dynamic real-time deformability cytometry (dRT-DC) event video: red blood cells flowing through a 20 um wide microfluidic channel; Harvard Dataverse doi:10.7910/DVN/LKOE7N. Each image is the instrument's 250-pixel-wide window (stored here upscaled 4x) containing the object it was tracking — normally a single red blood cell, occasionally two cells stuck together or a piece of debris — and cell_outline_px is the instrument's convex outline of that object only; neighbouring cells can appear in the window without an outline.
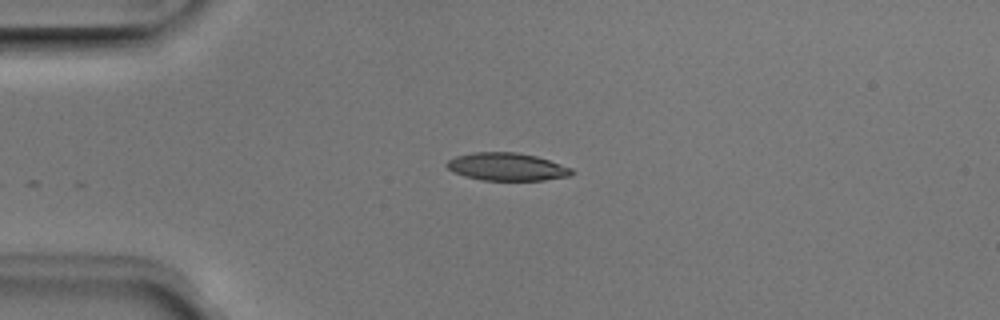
{"species": "Egyptian fruit bat (a non-hibernating species)", "species_latin": "Rousettus aegyptiacus", "temperature_condition": "room temperature", "stored_images_in_passage": 29, "camera_frame_rate_fps": 3000, "um_per_image_px": 0.085, "animal": {"sex": "male"}, "frame": {"image": 1, "passage_image": 1, "time_ms": 0.0, "image_size_px": [1000, 320], "cell_outline_px": [[576, 172], [568, 176], [544, 180], [484, 180], [464, 176], [448, 168], [444, 164], [448, 160], [456, 156], [472, 152], [516, 152], [536, 156], [572, 168]], "centroid_in_image_um": [43.08, 14.17], "position_along_channel_um": 41.9, "area_um2": 20.11}}
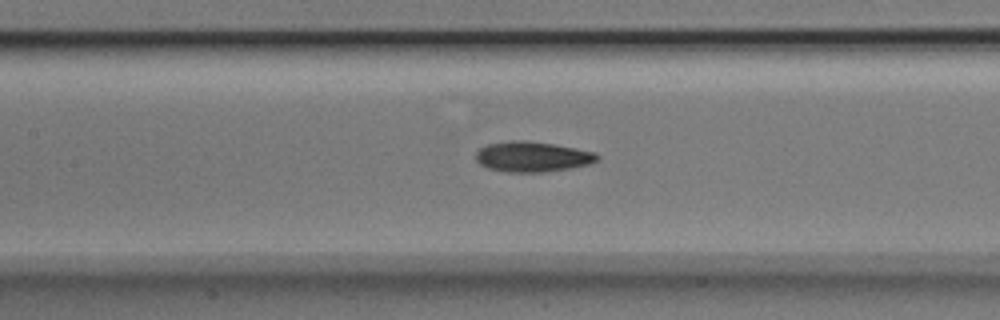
{"frame": {"image": 2, "passage_image": 12, "time_ms": 3.667, "image_size_px": [1000, 320], "cell_outline_px": [[600, 160], [588, 164], [572, 168], [548, 172], [504, 172], [488, 168], [480, 164], [476, 160], [476, 152], [480, 148], [488, 144], [508, 140], [524, 140], [556, 144], [596, 152], [600, 156]], "centroid_in_image_um": [45.28, 13.32], "position_along_channel_um": 162.1, "area_um2": 21.79}}
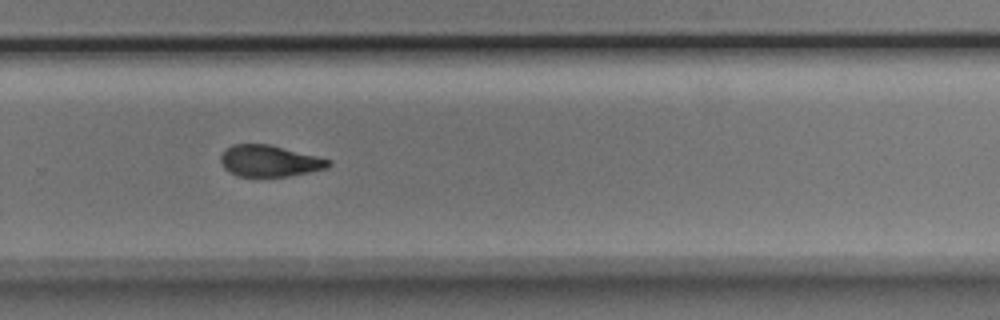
{"frame": {"image": 3, "passage_image": 23, "time_ms": 7.333, "image_size_px": [1000, 320], "cell_outline_px": [[332, 164], [328, 168], [288, 176], [236, 176], [228, 172], [224, 168], [220, 160], [220, 156], [232, 144], [268, 144], [332, 160]], "centroid_in_image_um": [22.9, 13.69], "position_along_channel_um": 306.9, "area_um2": 19.59}, "authors_computed_cell_mechanics": {"area_um2": 21.0392, "velocity_mm_per_s": 3.9567, "shape_relaxation_time_tau1_ms": 1.8632, "shape_relaxation_time_tau2_ms": 3.1681, "deformation_change_tau1": 0.1335, "deformation_change_tau2": 0.1158}}